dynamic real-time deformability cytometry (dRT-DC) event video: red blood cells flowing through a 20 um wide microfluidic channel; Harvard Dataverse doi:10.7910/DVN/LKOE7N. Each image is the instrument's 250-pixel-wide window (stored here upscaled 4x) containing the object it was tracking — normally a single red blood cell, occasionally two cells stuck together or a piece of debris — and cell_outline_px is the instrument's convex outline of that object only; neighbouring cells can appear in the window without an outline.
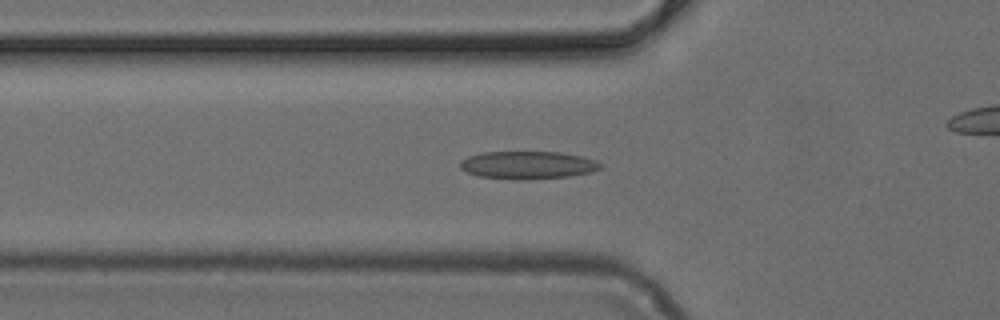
{"species": "common noctule bat (a hibernating species)", "species_latin": "Nyctalus noctula", "temperature_condition": "cold", "stored_images_in_passage": 50, "camera_frame_rate_fps": 3000, "um_per_image_px": 0.085, "animal": {"sex": "female", "body_mass_g": 24.6, "forearm_length_mm": 56.2}, "frame": {"image": 1, "passage_image": 17, "time_ms": 5.333, "image_size_px": [1000, 320], "cell_outline_px": [[604, 168], [592, 172], [568, 176], [524, 180], [520, 180], [480, 176], [468, 172], [460, 168], [460, 160], [468, 156], [484, 152], [560, 152], [580, 156], [596, 160], [604, 164]], "centroid_in_image_um": [44.91, 14.03], "position_along_channel_um": 80.9, "area_um2": 22.77}}
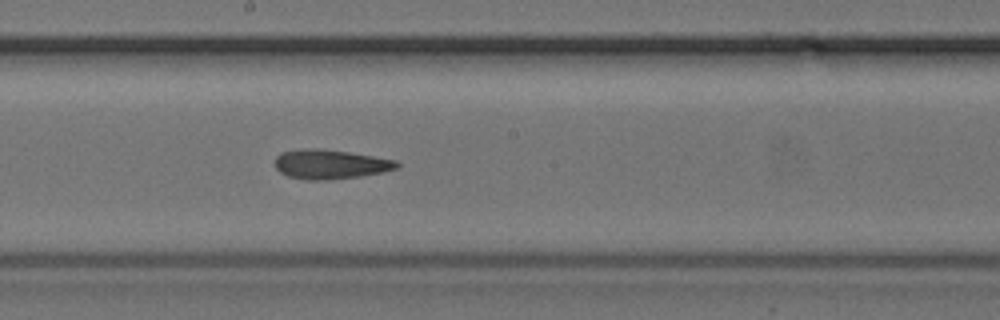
{"frame": {"image": 2, "passage_image": 27, "time_ms": 8.667, "image_size_px": [1000, 320], "cell_outline_px": [[400, 164], [396, 168], [380, 172], [360, 176], [328, 180], [304, 180], [288, 176], [280, 172], [276, 168], [276, 156], [280, 152], [308, 148], [316, 148], [348, 152], [396, 160]], "centroid_in_image_um": [28.03, 13.96], "position_along_channel_um": 220.2, "area_um2": 20.69}}
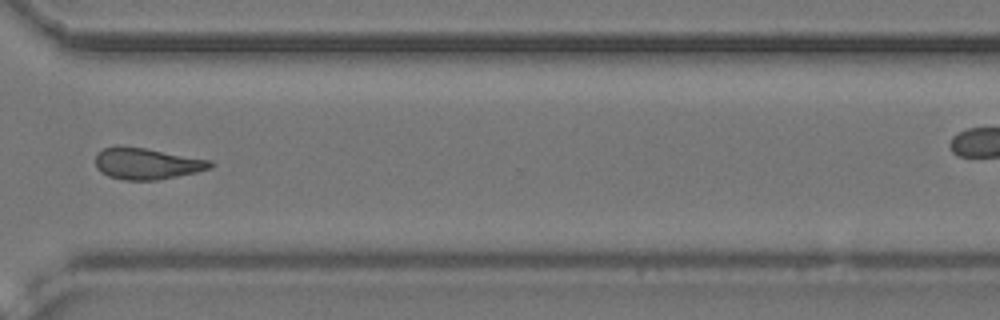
{"frame": {"image": 3, "passage_image": 37, "time_ms": 12.0, "image_size_px": [1000, 320], "cell_outline_px": [[212, 168], [196, 172], [156, 180], [124, 180], [108, 176], [100, 172], [96, 168], [96, 152], [104, 148], [144, 148], [212, 160]], "centroid_in_image_um": [12.49, 13.93], "position_along_channel_um": 358.1, "area_um2": 20.58}}